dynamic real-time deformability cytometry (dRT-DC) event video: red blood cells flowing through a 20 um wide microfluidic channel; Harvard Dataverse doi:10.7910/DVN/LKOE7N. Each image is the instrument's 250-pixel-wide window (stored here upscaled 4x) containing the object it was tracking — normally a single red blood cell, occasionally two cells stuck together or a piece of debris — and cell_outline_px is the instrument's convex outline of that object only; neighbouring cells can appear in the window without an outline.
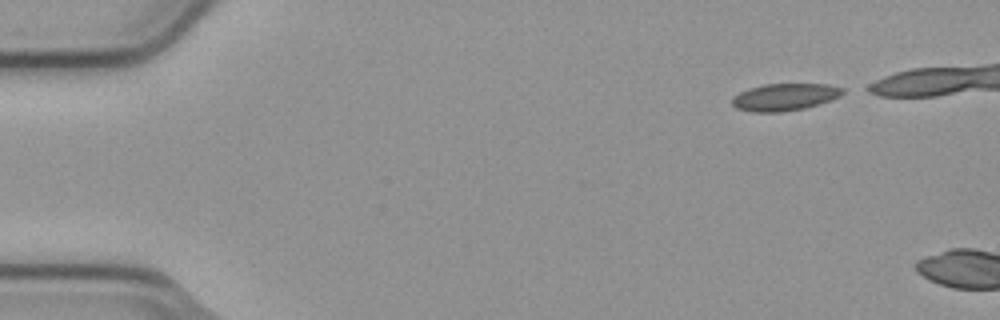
{"species": "common noctule bat (a hibernating species)", "species_latin": "Nyctalus noctula", "temperature_condition": "cold", "stored_images_in_passage": 3, "camera_frame_rate_fps": 3000, "um_per_image_px": 0.085, "animal": {"sex": "male", "body_mass_g": 23.1, "forearm_length_mm": 52.7}, "frame": {"image": 1, "passage_image": 1, "time_ms": 0.0, "image_size_px": [1000, 320], "cell_outline_px": [[844, 92], [840, 96], [820, 104], [804, 108], [780, 112], [752, 112], [736, 108], [732, 104], [732, 96], [748, 88], [764, 84], [828, 84], [844, 88]], "centroid_in_image_um": [66.69, 8.24], "position_along_channel_um": 18.3, "area_um2": 17.57}}